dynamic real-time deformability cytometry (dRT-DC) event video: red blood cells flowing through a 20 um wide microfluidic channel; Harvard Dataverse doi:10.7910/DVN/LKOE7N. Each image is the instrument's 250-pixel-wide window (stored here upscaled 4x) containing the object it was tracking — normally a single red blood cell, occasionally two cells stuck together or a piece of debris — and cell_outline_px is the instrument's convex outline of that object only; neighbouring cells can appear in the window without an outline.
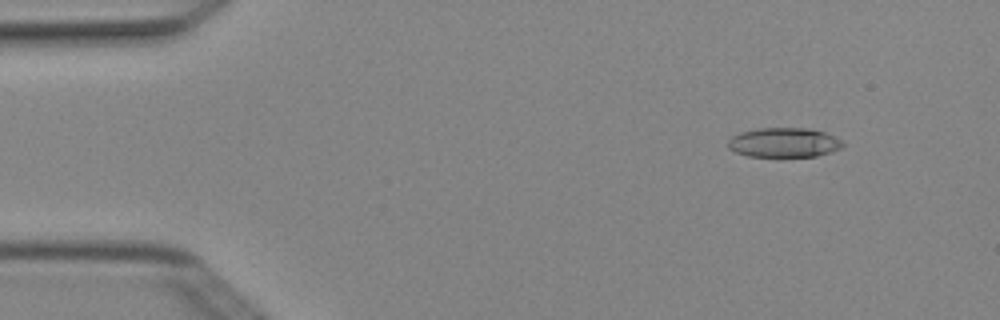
{"species": "Egyptian fruit bat (a non-hibernating species)", "species_latin": "Rousettus aegyptiacus", "temperature_condition": "cold", "stored_images_in_passage": 4, "camera_frame_rate_fps": 3000, "um_per_image_px": 0.085, "animal": {"sex": "female"}, "frame": {"image": 1, "passage_image": 1, "time_ms": 0.0, "image_size_px": [1000, 320], "cell_outline_px": [[844, 144], [840, 148], [832, 152], [816, 156], [748, 156], [736, 152], [728, 148], [728, 140], [732, 136], [740, 132], [760, 128], [808, 128], [824, 132], [840, 140]], "centroid_in_image_um": [66.61, 12.11], "position_along_channel_um": 18.4, "area_um2": 19.59}}